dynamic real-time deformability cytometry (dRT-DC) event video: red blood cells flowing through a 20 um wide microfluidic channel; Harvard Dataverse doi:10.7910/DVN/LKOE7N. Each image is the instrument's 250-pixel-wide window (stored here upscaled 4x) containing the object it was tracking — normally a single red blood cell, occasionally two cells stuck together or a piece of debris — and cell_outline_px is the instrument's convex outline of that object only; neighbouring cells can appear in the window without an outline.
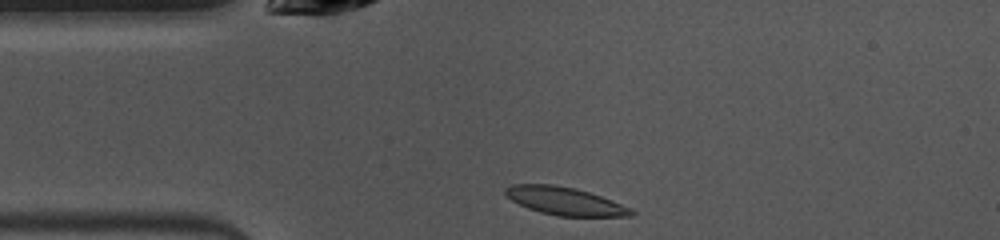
{"species": "common noctule bat (a hibernating species)", "species_latin": "Nyctalus noctula", "temperature_condition": "warm", "stored_images_in_passage": 40, "camera_frame_rate_fps": 3000, "um_per_image_px": 0.085, "animal": {"sex": "female", "body_mass_g": 10.0, "forearm_length_mm": 53.1}, "frame": {"image": 1, "passage_image": 1, "time_ms": 0.0, "image_size_px": [1000, 240], "cell_outline_px": [[636, 212], [632, 216], [556, 216], [540, 212], [528, 208], [512, 200], [504, 192], [504, 188], [512, 184], [556, 184], [576, 188], [612, 200], [632, 208]], "centroid_in_image_um": [48.03, 17.09], "position_along_channel_um": 37.0, "area_um2": 20.52}}
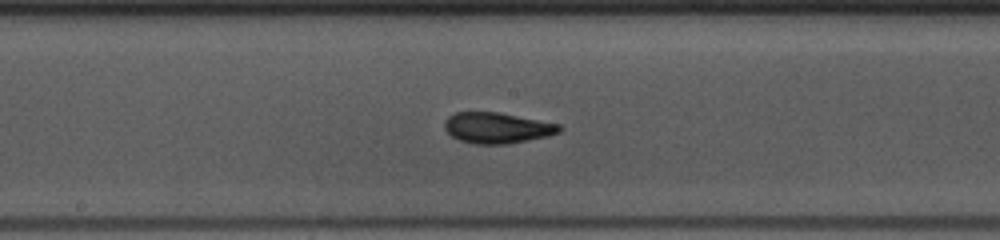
{"frame": {"image": 2, "passage_image": 15, "time_ms": 4.667, "image_size_px": [1000, 240], "cell_outline_px": [[564, 128], [560, 132], [548, 136], [528, 140], [504, 144], [476, 144], [460, 140], [452, 136], [444, 128], [444, 120], [448, 116], [456, 112], [500, 112], [560, 124]], "centroid_in_image_um": [42.27, 10.86], "position_along_channel_um": 205.9, "area_um2": 20.69}}
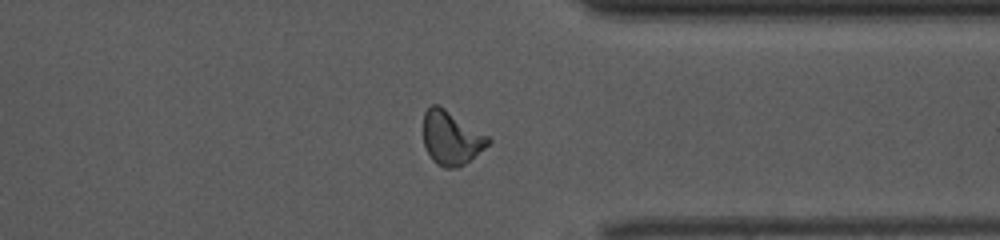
{"frame": {"image": 3, "passage_image": 28, "time_ms": 9.0, "image_size_px": [1000, 240], "cell_outline_px": [[492, 140], [484, 148], [460, 168], [444, 168], [436, 164], [432, 160], [424, 144], [424, 112], [432, 104], [436, 104], [444, 108], [488, 136]], "centroid_in_image_um": [38.34, 11.75], "position_along_channel_um": 373.1, "area_um2": 20.06}, "authors_computed_cell_mechanics": {"area_um2": 20.1722, "velocity_mm_per_s": 3.9837, "shape_relaxation_time_tau1_ms": 3.9053, "shape_relaxation_time_tau2_ms": 1.3399, "deformation_change_tau1": 0.1691, "deformation_change_tau2": 0.0786}}